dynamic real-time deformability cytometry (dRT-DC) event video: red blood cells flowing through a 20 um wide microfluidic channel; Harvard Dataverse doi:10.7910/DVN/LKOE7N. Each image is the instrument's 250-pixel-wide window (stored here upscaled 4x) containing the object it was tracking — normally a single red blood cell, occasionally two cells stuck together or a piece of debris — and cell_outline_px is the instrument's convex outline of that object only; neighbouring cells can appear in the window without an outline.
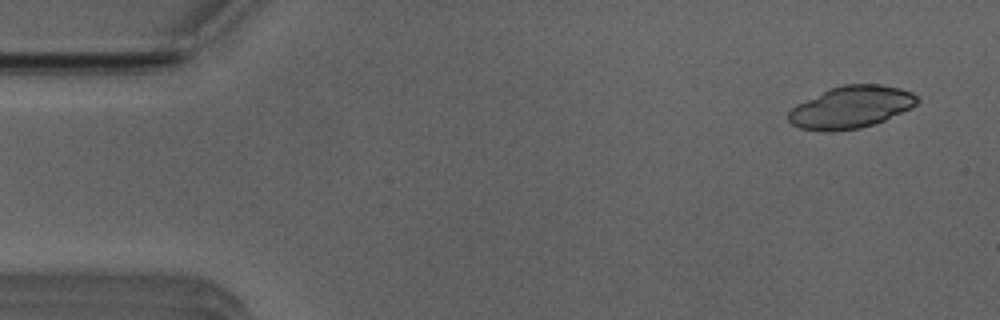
{"species": "Egyptian fruit bat (a non-hibernating species)", "species_latin": "Rousettus aegyptiacus", "temperature_condition": "room temperature", "stored_images_in_passage": 12, "camera_frame_rate_fps": 3000, "um_per_image_px": 0.085, "animal": {"sex": "male"}, "frame": {"image": 1, "passage_image": 3, "time_ms": 0.667, "image_size_px": [1000, 320], "cell_outline_px": [[920, 100], [912, 108], [884, 120], [860, 128], [832, 132], [824, 132], [800, 128], [792, 124], [788, 120], [788, 112], [796, 104], [828, 88], [844, 84], [880, 84], [900, 88], [912, 92]], "centroid_in_image_um": [72.32, 9.11], "position_along_channel_um": 12.7, "area_um2": 31.85}}